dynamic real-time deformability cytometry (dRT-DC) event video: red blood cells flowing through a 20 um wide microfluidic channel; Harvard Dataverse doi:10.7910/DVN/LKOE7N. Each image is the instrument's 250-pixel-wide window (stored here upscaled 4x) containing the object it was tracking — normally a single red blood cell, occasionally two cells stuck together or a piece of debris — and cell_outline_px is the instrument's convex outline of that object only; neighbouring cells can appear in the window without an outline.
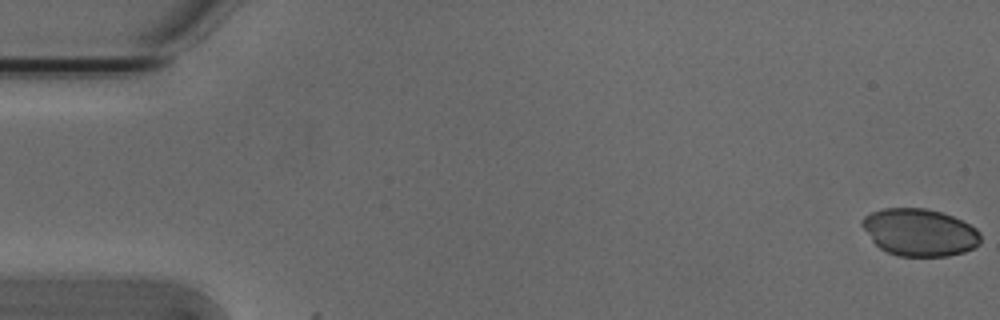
{"species": "Egyptian fruit bat (a non-hibernating species)", "species_latin": "Rousettus aegyptiacus", "temperature_condition": "cold", "stored_images_in_passage": 4, "camera_frame_rate_fps": 3000, "um_per_image_px": 0.085, "animal": {"sex": "male"}, "frame": {"image": 1, "passage_image": 1, "time_ms": 0.0, "image_size_px": [1000, 320], "cell_outline_px": [[980, 244], [964, 252], [948, 256], [900, 256], [888, 252], [880, 248], [872, 240], [860, 224], [860, 220], [864, 216], [872, 212], [884, 208], [924, 208], [940, 212], [952, 216], [976, 228], [980, 232]], "centroid_in_image_um": [78.15, 19.75], "position_along_channel_um": 6.8, "area_um2": 32.54}}